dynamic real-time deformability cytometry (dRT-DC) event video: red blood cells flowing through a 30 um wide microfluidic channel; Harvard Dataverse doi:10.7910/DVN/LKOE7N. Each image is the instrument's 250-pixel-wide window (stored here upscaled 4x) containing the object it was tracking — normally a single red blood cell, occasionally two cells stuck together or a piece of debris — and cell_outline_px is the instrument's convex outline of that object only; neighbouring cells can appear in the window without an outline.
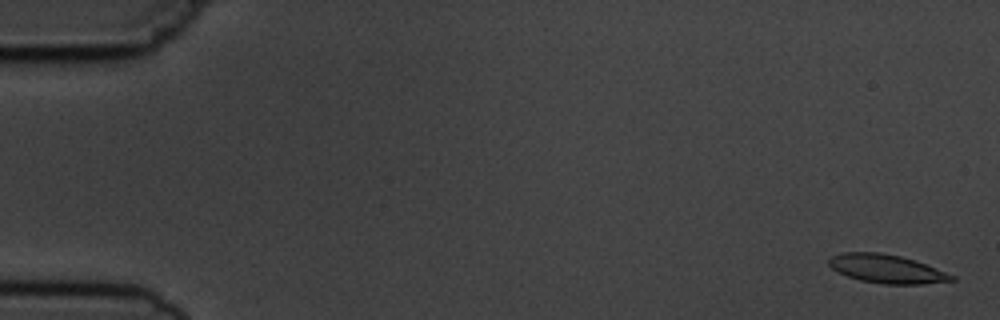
{"species": "common noctule bat (a hibernating species)", "species_latin": "Nyctalus noctula", "temperature_condition": "cold", "stored_images_in_passage": 6, "segment_of_instrument_passage": [1, 2], "camera_frame_rate_fps": 3000, "um_per_image_px": 0.085, "animal": {"sex": "male", "body_mass_g": 19.5, "forearm_length_mm": 54.6}, "frame": {"image": 1, "passage_image": 1, "time_ms": 0.0, "image_size_px": [1000, 320], "cell_outline_px": [[956, 280], [924, 284], [884, 284], [860, 280], [848, 276], [832, 268], [828, 264], [828, 260], [832, 256], [844, 252], [880, 252], [900, 256], [916, 260], [956, 276]], "centroid_in_image_um": [75.4, 22.85], "position_along_channel_um": 9.6, "area_um2": 20.4}}
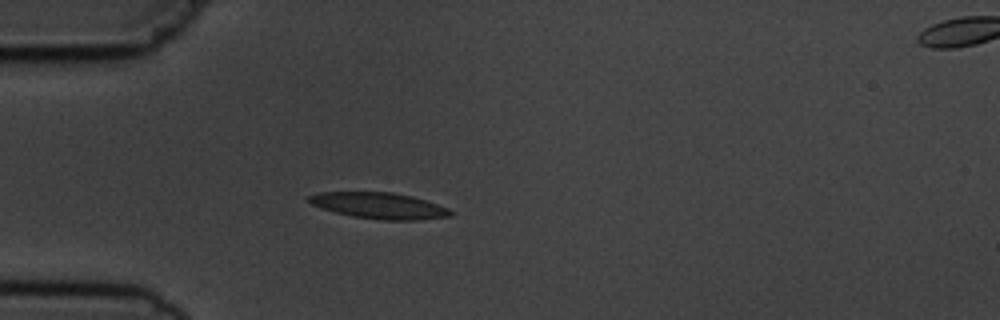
{"frame": {"image": 2, "passage_image": 5, "time_ms": 4.667, "image_size_px": [1000, 320], "cell_outline_px": [[456, 212], [452, 216], [416, 220], [380, 220], [352, 216], [320, 208], [312, 204], [308, 200], [308, 196], [320, 192], [392, 192], [412, 196], [448, 208]], "centroid_in_image_um": [32.25, 17.48], "position_along_channel_um": 52.7, "area_um2": 21.56}}